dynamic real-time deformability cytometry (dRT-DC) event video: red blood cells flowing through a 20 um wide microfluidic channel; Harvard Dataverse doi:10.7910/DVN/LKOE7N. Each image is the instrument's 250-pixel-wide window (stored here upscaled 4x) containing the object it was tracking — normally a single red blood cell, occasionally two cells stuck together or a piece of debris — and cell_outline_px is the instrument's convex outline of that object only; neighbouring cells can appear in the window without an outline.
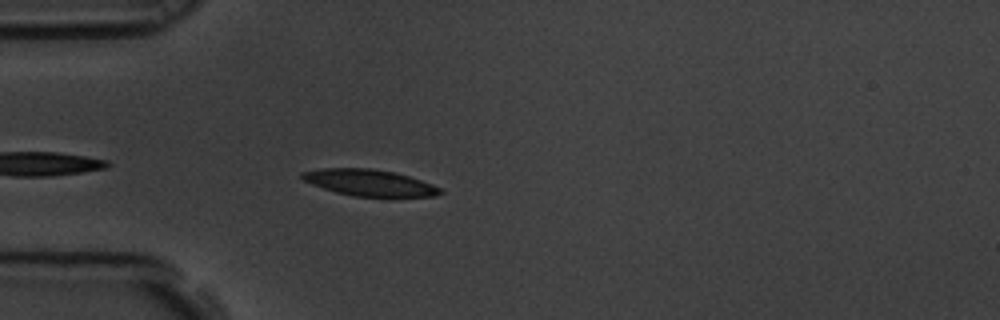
{"species": "common noctule bat (a hibernating species)", "species_latin": "Nyctalus noctula", "temperature_condition": "room temperature", "stored_images_in_passage": 23, "camera_frame_rate_fps": 3000, "um_per_image_px": 0.085, "animal": {"sex": "male", "body_mass_g": 19.5, "forearm_length_mm": 54.6}, "frame": {"image": 1, "passage_image": 4, "time_ms": 1.0, "image_size_px": [1000, 320], "cell_outline_px": [[444, 192], [436, 196], [392, 200], [352, 196], [336, 192], [312, 184], [304, 180], [300, 176], [300, 172], [324, 168], [372, 168], [396, 172], [432, 184], [440, 188]], "centroid_in_image_um": [31.5, 15.59], "position_along_channel_um": 53.5, "area_um2": 22.31}}